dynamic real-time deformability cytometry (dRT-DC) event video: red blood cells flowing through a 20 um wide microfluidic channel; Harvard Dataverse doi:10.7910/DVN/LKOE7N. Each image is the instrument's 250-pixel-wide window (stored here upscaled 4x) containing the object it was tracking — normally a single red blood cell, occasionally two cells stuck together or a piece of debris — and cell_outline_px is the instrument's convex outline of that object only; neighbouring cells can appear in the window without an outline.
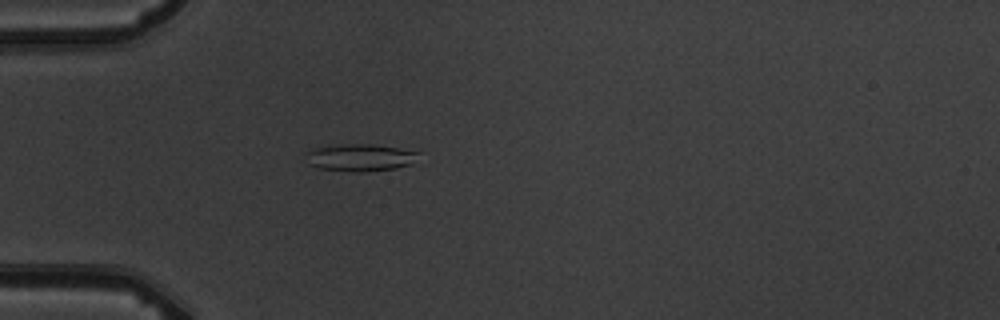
{"species": "common noctule bat (a hibernating species)", "species_latin": "Nyctalus noctula", "temperature_condition": "warm", "stored_images_in_passage": 2, "camera_frame_rate_fps": 3000, "um_per_image_px": 0.085, "animal": {"sex": "male", "body_mass_g": 19.5, "forearm_length_mm": 54.6}, "frame": {"image": 1, "passage_image": 2, "time_ms": 1.333, "image_size_px": [1000, 320], "cell_outline_px": [[420, 152], [408, 164], [396, 168], [360, 172], [352, 172], [320, 168], [308, 164], [304, 152], [316, 148], [344, 144], [372, 144]], "centroid_in_image_um": [30.53, 13.39], "position_along_channel_um": 54.5, "area_um2": 17.51}}